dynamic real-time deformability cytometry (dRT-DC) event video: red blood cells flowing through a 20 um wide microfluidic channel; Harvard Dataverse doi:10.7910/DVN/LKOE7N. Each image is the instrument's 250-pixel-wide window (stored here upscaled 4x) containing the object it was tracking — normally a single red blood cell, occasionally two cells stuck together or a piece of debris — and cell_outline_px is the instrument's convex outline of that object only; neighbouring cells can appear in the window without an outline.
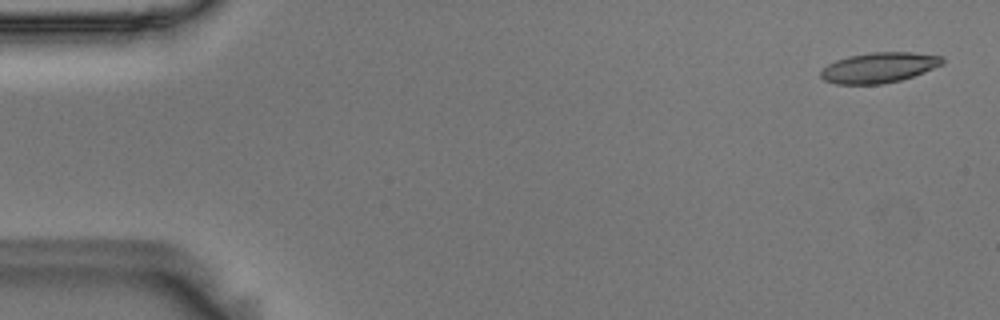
{"species": "Egyptian fruit bat (a non-hibernating species)", "species_latin": "Rousettus aegyptiacus", "temperature_condition": "room temperature", "stored_images_in_passage": 50, "camera_frame_rate_fps": 3000, "um_per_image_px": 0.085, "animal": {"sex": "male"}, "frame": {"image": 1, "passage_image": 2, "time_ms": 0.333, "image_size_px": [1000, 320], "cell_outline_px": [[944, 64], [924, 72], [900, 80], [884, 84], [836, 84], [824, 80], [820, 76], [820, 72], [828, 64], [836, 60], [848, 56], [872, 52], [912, 52], [944, 56]], "centroid_in_image_um": [74.73, 5.74], "position_along_channel_um": 10.3, "area_um2": 21.56}}
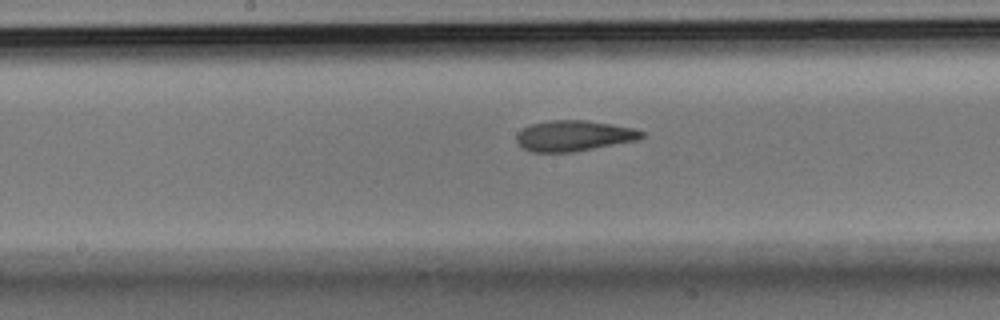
{"frame": {"image": 2, "passage_image": 28, "time_ms": 9.0, "image_size_px": [1000, 320], "cell_outline_px": [[644, 136], [636, 140], [572, 152], [532, 152], [524, 148], [516, 140], [516, 136], [524, 128], [532, 124], [552, 120], [588, 120], [632, 128], [644, 132]], "centroid_in_image_um": [48.77, 11.54], "position_along_channel_um": 199.4, "area_um2": 21.96}}
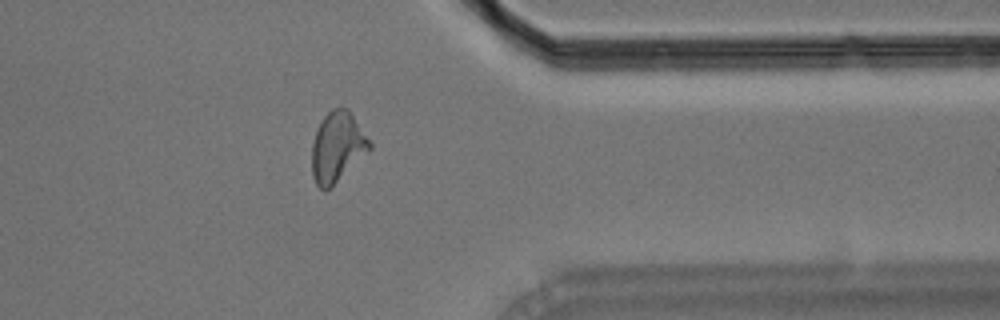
{"frame": {"image": 3, "passage_image": 44, "time_ms": 14.333, "image_size_px": [1000, 320], "cell_outline_px": [[372, 148], [324, 192], [316, 184], [312, 176], [312, 144], [316, 132], [324, 116], [332, 108], [348, 108], [372, 144]], "centroid_in_image_um": [28.66, 12.48], "position_along_channel_um": 382.7, "area_um2": 23.06}}